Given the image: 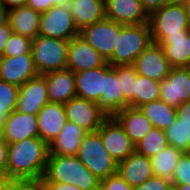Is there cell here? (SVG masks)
Masks as SVG:
<instances>
[{
  "instance_id": "obj_1",
  "label": "cell",
  "mask_w": 190,
  "mask_h": 190,
  "mask_svg": "<svg viewBox=\"0 0 190 190\" xmlns=\"http://www.w3.org/2000/svg\"><path fill=\"white\" fill-rule=\"evenodd\" d=\"M49 145L39 136L10 143L6 181L41 180L45 174Z\"/></svg>"
},
{
  "instance_id": "obj_2",
  "label": "cell",
  "mask_w": 190,
  "mask_h": 190,
  "mask_svg": "<svg viewBox=\"0 0 190 190\" xmlns=\"http://www.w3.org/2000/svg\"><path fill=\"white\" fill-rule=\"evenodd\" d=\"M42 182L69 183L82 190H94L99 180L77 156L49 155Z\"/></svg>"
},
{
  "instance_id": "obj_3",
  "label": "cell",
  "mask_w": 190,
  "mask_h": 190,
  "mask_svg": "<svg viewBox=\"0 0 190 190\" xmlns=\"http://www.w3.org/2000/svg\"><path fill=\"white\" fill-rule=\"evenodd\" d=\"M149 23L122 25L112 56L111 66L133 65L135 59L151 44Z\"/></svg>"
},
{
  "instance_id": "obj_4",
  "label": "cell",
  "mask_w": 190,
  "mask_h": 190,
  "mask_svg": "<svg viewBox=\"0 0 190 190\" xmlns=\"http://www.w3.org/2000/svg\"><path fill=\"white\" fill-rule=\"evenodd\" d=\"M153 43L165 36L186 35L190 30L186 5L168 3L149 15Z\"/></svg>"
},
{
  "instance_id": "obj_5",
  "label": "cell",
  "mask_w": 190,
  "mask_h": 190,
  "mask_svg": "<svg viewBox=\"0 0 190 190\" xmlns=\"http://www.w3.org/2000/svg\"><path fill=\"white\" fill-rule=\"evenodd\" d=\"M76 156L99 180L117 173L118 163L103 145L98 131L85 134Z\"/></svg>"
},
{
  "instance_id": "obj_6",
  "label": "cell",
  "mask_w": 190,
  "mask_h": 190,
  "mask_svg": "<svg viewBox=\"0 0 190 190\" xmlns=\"http://www.w3.org/2000/svg\"><path fill=\"white\" fill-rule=\"evenodd\" d=\"M69 41L38 35L32 40V55L38 74L66 69Z\"/></svg>"
},
{
  "instance_id": "obj_7",
  "label": "cell",
  "mask_w": 190,
  "mask_h": 190,
  "mask_svg": "<svg viewBox=\"0 0 190 190\" xmlns=\"http://www.w3.org/2000/svg\"><path fill=\"white\" fill-rule=\"evenodd\" d=\"M122 24L104 18L83 27L79 35L107 61L113 54Z\"/></svg>"
},
{
  "instance_id": "obj_8",
  "label": "cell",
  "mask_w": 190,
  "mask_h": 190,
  "mask_svg": "<svg viewBox=\"0 0 190 190\" xmlns=\"http://www.w3.org/2000/svg\"><path fill=\"white\" fill-rule=\"evenodd\" d=\"M78 34L68 6H52L41 13L39 35L70 41Z\"/></svg>"
},
{
  "instance_id": "obj_9",
  "label": "cell",
  "mask_w": 190,
  "mask_h": 190,
  "mask_svg": "<svg viewBox=\"0 0 190 190\" xmlns=\"http://www.w3.org/2000/svg\"><path fill=\"white\" fill-rule=\"evenodd\" d=\"M97 131L103 145L117 163L135 152V145L114 117H107Z\"/></svg>"
},
{
  "instance_id": "obj_10",
  "label": "cell",
  "mask_w": 190,
  "mask_h": 190,
  "mask_svg": "<svg viewBox=\"0 0 190 190\" xmlns=\"http://www.w3.org/2000/svg\"><path fill=\"white\" fill-rule=\"evenodd\" d=\"M64 107L67 121L75 123L86 132L97 131L107 118L94 101L77 96L66 102Z\"/></svg>"
},
{
  "instance_id": "obj_11",
  "label": "cell",
  "mask_w": 190,
  "mask_h": 190,
  "mask_svg": "<svg viewBox=\"0 0 190 190\" xmlns=\"http://www.w3.org/2000/svg\"><path fill=\"white\" fill-rule=\"evenodd\" d=\"M160 99L176 109L190 100V67L171 69L160 82Z\"/></svg>"
},
{
  "instance_id": "obj_12",
  "label": "cell",
  "mask_w": 190,
  "mask_h": 190,
  "mask_svg": "<svg viewBox=\"0 0 190 190\" xmlns=\"http://www.w3.org/2000/svg\"><path fill=\"white\" fill-rule=\"evenodd\" d=\"M137 74L161 82L166 78L172 67L165 57L163 48L151 43L134 61Z\"/></svg>"
},
{
  "instance_id": "obj_13",
  "label": "cell",
  "mask_w": 190,
  "mask_h": 190,
  "mask_svg": "<svg viewBox=\"0 0 190 190\" xmlns=\"http://www.w3.org/2000/svg\"><path fill=\"white\" fill-rule=\"evenodd\" d=\"M49 102L44 74H37L19 89L16 110L25 114L37 113Z\"/></svg>"
},
{
  "instance_id": "obj_14",
  "label": "cell",
  "mask_w": 190,
  "mask_h": 190,
  "mask_svg": "<svg viewBox=\"0 0 190 190\" xmlns=\"http://www.w3.org/2000/svg\"><path fill=\"white\" fill-rule=\"evenodd\" d=\"M105 59L79 34L69 41L66 69L76 73L101 67Z\"/></svg>"
},
{
  "instance_id": "obj_15",
  "label": "cell",
  "mask_w": 190,
  "mask_h": 190,
  "mask_svg": "<svg viewBox=\"0 0 190 190\" xmlns=\"http://www.w3.org/2000/svg\"><path fill=\"white\" fill-rule=\"evenodd\" d=\"M37 74L32 53L0 57V79L4 82L21 87Z\"/></svg>"
},
{
  "instance_id": "obj_16",
  "label": "cell",
  "mask_w": 190,
  "mask_h": 190,
  "mask_svg": "<svg viewBox=\"0 0 190 190\" xmlns=\"http://www.w3.org/2000/svg\"><path fill=\"white\" fill-rule=\"evenodd\" d=\"M105 18L122 25L149 23L140 0H105Z\"/></svg>"
},
{
  "instance_id": "obj_17",
  "label": "cell",
  "mask_w": 190,
  "mask_h": 190,
  "mask_svg": "<svg viewBox=\"0 0 190 190\" xmlns=\"http://www.w3.org/2000/svg\"><path fill=\"white\" fill-rule=\"evenodd\" d=\"M38 117L14 110L0 129V135L8 142L15 143L26 138L39 136Z\"/></svg>"
},
{
  "instance_id": "obj_18",
  "label": "cell",
  "mask_w": 190,
  "mask_h": 190,
  "mask_svg": "<svg viewBox=\"0 0 190 190\" xmlns=\"http://www.w3.org/2000/svg\"><path fill=\"white\" fill-rule=\"evenodd\" d=\"M107 117H114L125 109V97L117 79L115 66L105 62L104 95L95 102Z\"/></svg>"
},
{
  "instance_id": "obj_19",
  "label": "cell",
  "mask_w": 190,
  "mask_h": 190,
  "mask_svg": "<svg viewBox=\"0 0 190 190\" xmlns=\"http://www.w3.org/2000/svg\"><path fill=\"white\" fill-rule=\"evenodd\" d=\"M37 117L39 137L50 145L67 122L64 104L48 102L37 113Z\"/></svg>"
},
{
  "instance_id": "obj_20",
  "label": "cell",
  "mask_w": 190,
  "mask_h": 190,
  "mask_svg": "<svg viewBox=\"0 0 190 190\" xmlns=\"http://www.w3.org/2000/svg\"><path fill=\"white\" fill-rule=\"evenodd\" d=\"M44 75L49 102L65 104L76 96L75 73L71 70L52 71Z\"/></svg>"
},
{
  "instance_id": "obj_21",
  "label": "cell",
  "mask_w": 190,
  "mask_h": 190,
  "mask_svg": "<svg viewBox=\"0 0 190 190\" xmlns=\"http://www.w3.org/2000/svg\"><path fill=\"white\" fill-rule=\"evenodd\" d=\"M117 173L134 188L154 176L152 160L134 152L118 163Z\"/></svg>"
},
{
  "instance_id": "obj_22",
  "label": "cell",
  "mask_w": 190,
  "mask_h": 190,
  "mask_svg": "<svg viewBox=\"0 0 190 190\" xmlns=\"http://www.w3.org/2000/svg\"><path fill=\"white\" fill-rule=\"evenodd\" d=\"M105 63L98 68L75 73L76 96L96 102L104 95Z\"/></svg>"
},
{
  "instance_id": "obj_23",
  "label": "cell",
  "mask_w": 190,
  "mask_h": 190,
  "mask_svg": "<svg viewBox=\"0 0 190 190\" xmlns=\"http://www.w3.org/2000/svg\"><path fill=\"white\" fill-rule=\"evenodd\" d=\"M87 132L67 121L59 135L49 145V155L76 156Z\"/></svg>"
},
{
  "instance_id": "obj_24",
  "label": "cell",
  "mask_w": 190,
  "mask_h": 190,
  "mask_svg": "<svg viewBox=\"0 0 190 190\" xmlns=\"http://www.w3.org/2000/svg\"><path fill=\"white\" fill-rule=\"evenodd\" d=\"M40 18L41 13L27 5L7 12V20L13 32L31 40L39 35Z\"/></svg>"
},
{
  "instance_id": "obj_25",
  "label": "cell",
  "mask_w": 190,
  "mask_h": 190,
  "mask_svg": "<svg viewBox=\"0 0 190 190\" xmlns=\"http://www.w3.org/2000/svg\"><path fill=\"white\" fill-rule=\"evenodd\" d=\"M114 118L122 126L123 130L136 145L151 129L152 124L139 108L126 107Z\"/></svg>"
},
{
  "instance_id": "obj_26",
  "label": "cell",
  "mask_w": 190,
  "mask_h": 190,
  "mask_svg": "<svg viewBox=\"0 0 190 190\" xmlns=\"http://www.w3.org/2000/svg\"><path fill=\"white\" fill-rule=\"evenodd\" d=\"M158 44L172 68L190 67V30L186 35L165 36Z\"/></svg>"
},
{
  "instance_id": "obj_27",
  "label": "cell",
  "mask_w": 190,
  "mask_h": 190,
  "mask_svg": "<svg viewBox=\"0 0 190 190\" xmlns=\"http://www.w3.org/2000/svg\"><path fill=\"white\" fill-rule=\"evenodd\" d=\"M69 8L79 31L105 18V0H71Z\"/></svg>"
},
{
  "instance_id": "obj_28",
  "label": "cell",
  "mask_w": 190,
  "mask_h": 190,
  "mask_svg": "<svg viewBox=\"0 0 190 190\" xmlns=\"http://www.w3.org/2000/svg\"><path fill=\"white\" fill-rule=\"evenodd\" d=\"M139 109L153 127L161 130L167 129L177 119L176 108L169 106L161 99L146 103Z\"/></svg>"
},
{
  "instance_id": "obj_29",
  "label": "cell",
  "mask_w": 190,
  "mask_h": 190,
  "mask_svg": "<svg viewBox=\"0 0 190 190\" xmlns=\"http://www.w3.org/2000/svg\"><path fill=\"white\" fill-rule=\"evenodd\" d=\"M182 154V150L170 145H167L162 151L155 154L151 158L154 176L172 181L175 167Z\"/></svg>"
},
{
  "instance_id": "obj_30",
  "label": "cell",
  "mask_w": 190,
  "mask_h": 190,
  "mask_svg": "<svg viewBox=\"0 0 190 190\" xmlns=\"http://www.w3.org/2000/svg\"><path fill=\"white\" fill-rule=\"evenodd\" d=\"M158 99H160V82L138 74L134 87V108Z\"/></svg>"
},
{
  "instance_id": "obj_31",
  "label": "cell",
  "mask_w": 190,
  "mask_h": 190,
  "mask_svg": "<svg viewBox=\"0 0 190 190\" xmlns=\"http://www.w3.org/2000/svg\"><path fill=\"white\" fill-rule=\"evenodd\" d=\"M168 145L164 130L156 127L152 129L135 145V152L152 158Z\"/></svg>"
},
{
  "instance_id": "obj_32",
  "label": "cell",
  "mask_w": 190,
  "mask_h": 190,
  "mask_svg": "<svg viewBox=\"0 0 190 190\" xmlns=\"http://www.w3.org/2000/svg\"><path fill=\"white\" fill-rule=\"evenodd\" d=\"M115 72L125 97V108L128 106L134 108V87L138 75L135 67L133 65H116Z\"/></svg>"
},
{
  "instance_id": "obj_33",
  "label": "cell",
  "mask_w": 190,
  "mask_h": 190,
  "mask_svg": "<svg viewBox=\"0 0 190 190\" xmlns=\"http://www.w3.org/2000/svg\"><path fill=\"white\" fill-rule=\"evenodd\" d=\"M20 87L0 79V129L7 116L16 110Z\"/></svg>"
},
{
  "instance_id": "obj_34",
  "label": "cell",
  "mask_w": 190,
  "mask_h": 190,
  "mask_svg": "<svg viewBox=\"0 0 190 190\" xmlns=\"http://www.w3.org/2000/svg\"><path fill=\"white\" fill-rule=\"evenodd\" d=\"M168 145L184 150L190 143V124L183 123L178 118L164 130Z\"/></svg>"
},
{
  "instance_id": "obj_35",
  "label": "cell",
  "mask_w": 190,
  "mask_h": 190,
  "mask_svg": "<svg viewBox=\"0 0 190 190\" xmlns=\"http://www.w3.org/2000/svg\"><path fill=\"white\" fill-rule=\"evenodd\" d=\"M31 50L32 40L13 32L1 57H18L26 53H32Z\"/></svg>"
},
{
  "instance_id": "obj_36",
  "label": "cell",
  "mask_w": 190,
  "mask_h": 190,
  "mask_svg": "<svg viewBox=\"0 0 190 190\" xmlns=\"http://www.w3.org/2000/svg\"><path fill=\"white\" fill-rule=\"evenodd\" d=\"M171 182L172 185H190V159L184 154L177 162Z\"/></svg>"
},
{
  "instance_id": "obj_37",
  "label": "cell",
  "mask_w": 190,
  "mask_h": 190,
  "mask_svg": "<svg viewBox=\"0 0 190 190\" xmlns=\"http://www.w3.org/2000/svg\"><path fill=\"white\" fill-rule=\"evenodd\" d=\"M0 190H39V180H12L0 183Z\"/></svg>"
},
{
  "instance_id": "obj_38",
  "label": "cell",
  "mask_w": 190,
  "mask_h": 190,
  "mask_svg": "<svg viewBox=\"0 0 190 190\" xmlns=\"http://www.w3.org/2000/svg\"><path fill=\"white\" fill-rule=\"evenodd\" d=\"M172 182L162 177L153 176L133 188V190H168Z\"/></svg>"
},
{
  "instance_id": "obj_39",
  "label": "cell",
  "mask_w": 190,
  "mask_h": 190,
  "mask_svg": "<svg viewBox=\"0 0 190 190\" xmlns=\"http://www.w3.org/2000/svg\"><path fill=\"white\" fill-rule=\"evenodd\" d=\"M71 0H27L26 5L37 12L43 13L52 6H70Z\"/></svg>"
},
{
  "instance_id": "obj_40",
  "label": "cell",
  "mask_w": 190,
  "mask_h": 190,
  "mask_svg": "<svg viewBox=\"0 0 190 190\" xmlns=\"http://www.w3.org/2000/svg\"><path fill=\"white\" fill-rule=\"evenodd\" d=\"M101 184L106 190H133V188L118 173L101 180Z\"/></svg>"
},
{
  "instance_id": "obj_41",
  "label": "cell",
  "mask_w": 190,
  "mask_h": 190,
  "mask_svg": "<svg viewBox=\"0 0 190 190\" xmlns=\"http://www.w3.org/2000/svg\"><path fill=\"white\" fill-rule=\"evenodd\" d=\"M8 146V142L0 135V183L6 182Z\"/></svg>"
},
{
  "instance_id": "obj_42",
  "label": "cell",
  "mask_w": 190,
  "mask_h": 190,
  "mask_svg": "<svg viewBox=\"0 0 190 190\" xmlns=\"http://www.w3.org/2000/svg\"><path fill=\"white\" fill-rule=\"evenodd\" d=\"M12 34L13 30L8 20L0 24V57L3 56L6 43L8 42Z\"/></svg>"
},
{
  "instance_id": "obj_43",
  "label": "cell",
  "mask_w": 190,
  "mask_h": 190,
  "mask_svg": "<svg viewBox=\"0 0 190 190\" xmlns=\"http://www.w3.org/2000/svg\"><path fill=\"white\" fill-rule=\"evenodd\" d=\"M142 7L150 15L153 11L170 3L169 0H140Z\"/></svg>"
},
{
  "instance_id": "obj_44",
  "label": "cell",
  "mask_w": 190,
  "mask_h": 190,
  "mask_svg": "<svg viewBox=\"0 0 190 190\" xmlns=\"http://www.w3.org/2000/svg\"><path fill=\"white\" fill-rule=\"evenodd\" d=\"M177 118L183 123L190 124V100L182 102L176 109Z\"/></svg>"
},
{
  "instance_id": "obj_45",
  "label": "cell",
  "mask_w": 190,
  "mask_h": 190,
  "mask_svg": "<svg viewBox=\"0 0 190 190\" xmlns=\"http://www.w3.org/2000/svg\"><path fill=\"white\" fill-rule=\"evenodd\" d=\"M49 190H82L69 183L42 182Z\"/></svg>"
},
{
  "instance_id": "obj_46",
  "label": "cell",
  "mask_w": 190,
  "mask_h": 190,
  "mask_svg": "<svg viewBox=\"0 0 190 190\" xmlns=\"http://www.w3.org/2000/svg\"><path fill=\"white\" fill-rule=\"evenodd\" d=\"M27 0H0V4L8 12L12 9L26 5Z\"/></svg>"
},
{
  "instance_id": "obj_47",
  "label": "cell",
  "mask_w": 190,
  "mask_h": 190,
  "mask_svg": "<svg viewBox=\"0 0 190 190\" xmlns=\"http://www.w3.org/2000/svg\"><path fill=\"white\" fill-rule=\"evenodd\" d=\"M7 20V11L0 4V24L4 23Z\"/></svg>"
},
{
  "instance_id": "obj_48",
  "label": "cell",
  "mask_w": 190,
  "mask_h": 190,
  "mask_svg": "<svg viewBox=\"0 0 190 190\" xmlns=\"http://www.w3.org/2000/svg\"><path fill=\"white\" fill-rule=\"evenodd\" d=\"M171 4L187 5L190 0H169Z\"/></svg>"
},
{
  "instance_id": "obj_49",
  "label": "cell",
  "mask_w": 190,
  "mask_h": 190,
  "mask_svg": "<svg viewBox=\"0 0 190 190\" xmlns=\"http://www.w3.org/2000/svg\"><path fill=\"white\" fill-rule=\"evenodd\" d=\"M177 190H190V185H173Z\"/></svg>"
},
{
  "instance_id": "obj_50",
  "label": "cell",
  "mask_w": 190,
  "mask_h": 190,
  "mask_svg": "<svg viewBox=\"0 0 190 190\" xmlns=\"http://www.w3.org/2000/svg\"><path fill=\"white\" fill-rule=\"evenodd\" d=\"M183 154L190 159V143L188 146L183 150Z\"/></svg>"
},
{
  "instance_id": "obj_51",
  "label": "cell",
  "mask_w": 190,
  "mask_h": 190,
  "mask_svg": "<svg viewBox=\"0 0 190 190\" xmlns=\"http://www.w3.org/2000/svg\"><path fill=\"white\" fill-rule=\"evenodd\" d=\"M39 190H49L41 180H39Z\"/></svg>"
},
{
  "instance_id": "obj_52",
  "label": "cell",
  "mask_w": 190,
  "mask_h": 190,
  "mask_svg": "<svg viewBox=\"0 0 190 190\" xmlns=\"http://www.w3.org/2000/svg\"><path fill=\"white\" fill-rule=\"evenodd\" d=\"M186 8H187V13H188V21L190 25V2L186 5Z\"/></svg>"
},
{
  "instance_id": "obj_53",
  "label": "cell",
  "mask_w": 190,
  "mask_h": 190,
  "mask_svg": "<svg viewBox=\"0 0 190 190\" xmlns=\"http://www.w3.org/2000/svg\"><path fill=\"white\" fill-rule=\"evenodd\" d=\"M94 190H106L104 186L100 183Z\"/></svg>"
},
{
  "instance_id": "obj_54",
  "label": "cell",
  "mask_w": 190,
  "mask_h": 190,
  "mask_svg": "<svg viewBox=\"0 0 190 190\" xmlns=\"http://www.w3.org/2000/svg\"><path fill=\"white\" fill-rule=\"evenodd\" d=\"M168 190H177V189L173 185H171Z\"/></svg>"
}]
</instances>
